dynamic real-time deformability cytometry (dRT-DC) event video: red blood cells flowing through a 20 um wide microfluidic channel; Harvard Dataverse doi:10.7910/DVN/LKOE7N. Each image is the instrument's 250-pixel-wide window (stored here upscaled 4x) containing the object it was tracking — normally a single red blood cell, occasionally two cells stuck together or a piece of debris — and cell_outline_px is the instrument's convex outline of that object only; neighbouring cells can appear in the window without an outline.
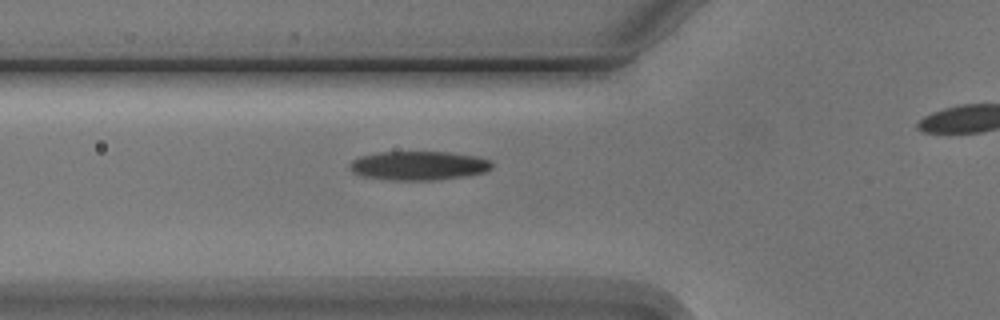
{"species": "Egyptian fruit bat (a non-hibernating species)", "species_latin": "Rousettus aegyptiacus", "temperature_condition": "cold", "stored_images_in_passage": 3, "segment_of_instrument_passage": [1, 2], "camera_frame_rate_fps": 3000, "um_per_image_px": 0.085, "animal": {"sex": "male"}, "frame": {"image": 1, "passage_image": 2, "time_ms": 2.0, "image_size_px": [1000, 320], "cell_outline_px": [[492, 168], [484, 172], [464, 176], [432, 180], [388, 180], [364, 176], [352, 172], [348, 168], [348, 164], [352, 160], [360, 156], [380, 152], [448, 152], [476, 156], [488, 160], [492, 164]], "centroid_in_image_um": [35.53, 14.08], "position_along_channel_um": 90.3, "area_um2": 23.93}}